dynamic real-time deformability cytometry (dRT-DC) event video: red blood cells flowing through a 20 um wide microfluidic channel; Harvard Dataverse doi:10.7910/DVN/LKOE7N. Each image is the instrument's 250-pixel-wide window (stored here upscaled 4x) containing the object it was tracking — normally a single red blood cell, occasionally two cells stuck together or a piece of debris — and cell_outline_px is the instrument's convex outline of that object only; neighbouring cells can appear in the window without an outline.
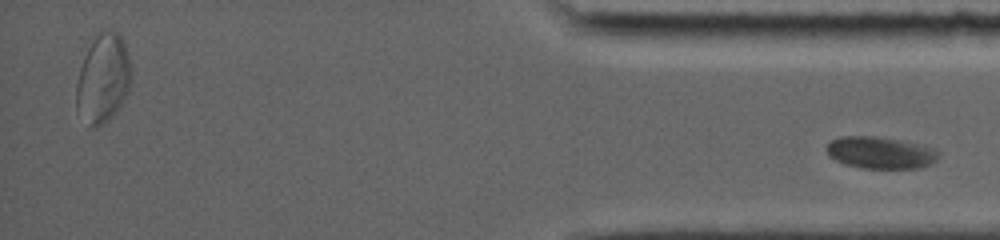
{"species": "common noctule bat (a hibernating species)", "species_latin": "Nyctalus noctula", "temperature_condition": "room temperature", "stored_images_in_passage": 80, "segment_of_instrument_passage": [2, 2], "camera_frame_rate_fps": 5000, "um_per_image_px": 0.085, "animal": {"sex": "female", "body_mass_g": 19.0, "forearm_length_mm": 56.7}, "frame": {"image": 1, "passage_image": 80, "time_ms": 15.8, "image_size_px": [1000, 240], "cell_outline_px": [[940, 156], [932, 164], [920, 168], [860, 168], [836, 160], [828, 156], [824, 148], [832, 140], [840, 136], [876, 136], [916, 144], [932, 148], [940, 152]], "centroid_in_image_um": [74.81, 12.98], "position_along_channel_um": 360.4, "area_um2": 20.75}}